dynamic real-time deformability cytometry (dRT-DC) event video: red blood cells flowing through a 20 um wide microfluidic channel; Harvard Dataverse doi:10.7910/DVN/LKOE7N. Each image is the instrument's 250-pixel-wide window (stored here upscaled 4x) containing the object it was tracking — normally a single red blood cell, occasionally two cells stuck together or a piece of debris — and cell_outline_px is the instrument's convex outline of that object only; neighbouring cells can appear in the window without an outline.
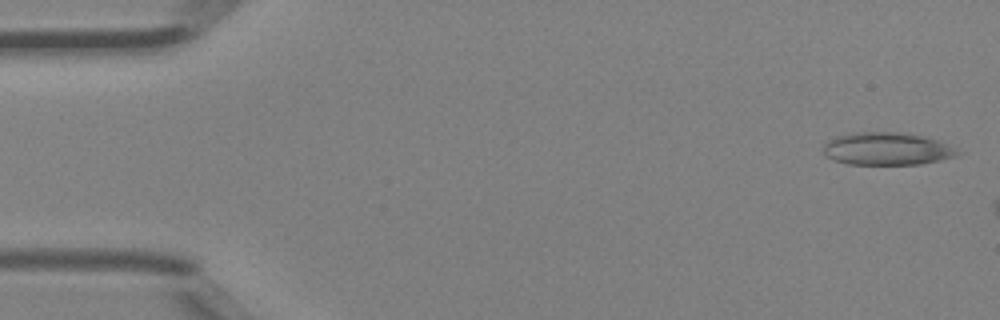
{"species": "Egyptian fruit bat (a non-hibernating species)", "species_latin": "Rousettus aegyptiacus", "temperature_condition": "room temperature", "stored_images_in_passage": 7, "camera_frame_rate_fps": 3000, "um_per_image_px": 0.085, "animal": {"sex": "female"}, "frame": {"image": 1, "passage_image": 1, "time_ms": 0.0, "image_size_px": [1000, 320], "cell_outline_px": [[964, 152], [960, 156], [920, 164], [848, 164], [836, 160], [828, 156], [824, 152], [824, 144], [828, 140], [836, 136], [852, 132], [908, 132], [924, 136], [948, 144]], "centroid_in_image_um": [75.47, 12.63], "position_along_channel_um": 9.5, "area_um2": 25.78}}